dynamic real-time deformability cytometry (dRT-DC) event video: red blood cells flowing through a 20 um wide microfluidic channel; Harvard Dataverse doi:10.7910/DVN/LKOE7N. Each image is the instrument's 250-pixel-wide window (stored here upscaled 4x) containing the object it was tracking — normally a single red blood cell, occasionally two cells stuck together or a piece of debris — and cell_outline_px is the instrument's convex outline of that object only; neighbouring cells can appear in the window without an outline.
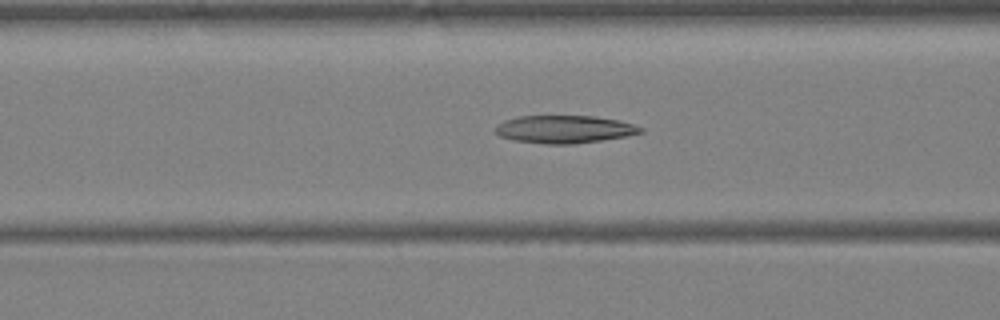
{"species": "Egyptian fruit bat (a non-hibernating species)", "species_latin": "Rousettus aegyptiacus", "temperature_condition": "warm", "stored_images_in_passage": 29, "camera_frame_rate_fps": 3000, "um_per_image_px": 0.085, "animal": {"sex": "female"}, "frame": {"image": 1, "passage_image": 6, "time_ms": 1.667, "image_size_px": [1000, 320], "cell_outline_px": [[644, 132], [628, 136], [572, 144], [544, 144], [512, 140], [500, 136], [496, 132], [496, 124], [504, 120], [520, 116], [596, 116], [620, 120], [644, 128]], "centroid_in_image_um": [47.98, 10.98], "position_along_channel_um": 118.6, "area_um2": 23.58}}
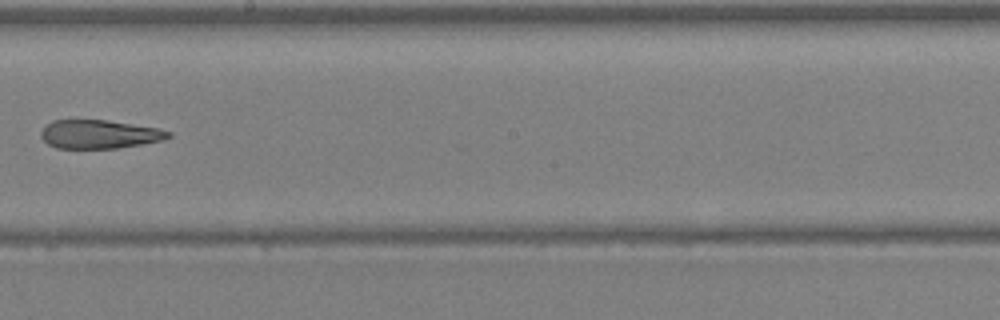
{"frame": {"image": 2, "passage_image": 13, "time_ms": 4.0, "image_size_px": [1000, 320], "cell_outline_px": [[172, 136], [160, 140], [120, 148], [56, 148], [48, 144], [40, 136], [40, 132], [52, 120], [108, 120], [160, 128], [172, 132]], "centroid_in_image_um": [8.45, 11.4], "position_along_channel_um": 239.7, "area_um2": 21.21}}
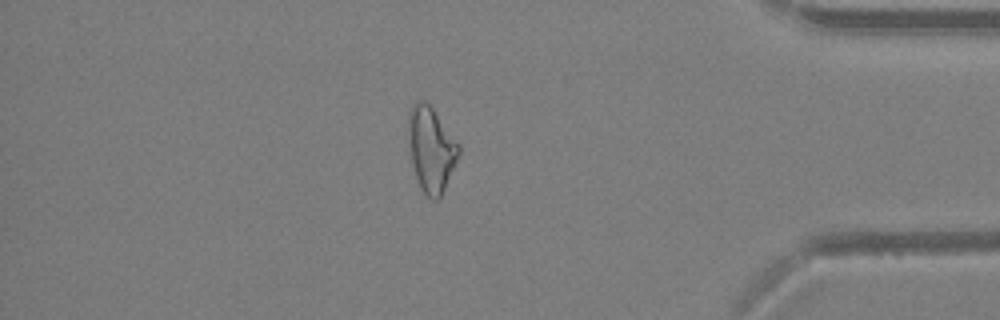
{"frame": {"image": 3, "passage_image": 24, "time_ms": 7.667, "image_size_px": [1000, 320], "cell_outline_px": [[460, 152], [440, 200], [432, 200], [420, 188], [412, 164], [408, 128], [408, 112], [412, 104], [416, 100], [424, 100], [432, 108], [460, 144]], "centroid_in_image_um": [36.65, 12.68], "position_along_channel_um": 398.6, "area_um2": 24.85}}